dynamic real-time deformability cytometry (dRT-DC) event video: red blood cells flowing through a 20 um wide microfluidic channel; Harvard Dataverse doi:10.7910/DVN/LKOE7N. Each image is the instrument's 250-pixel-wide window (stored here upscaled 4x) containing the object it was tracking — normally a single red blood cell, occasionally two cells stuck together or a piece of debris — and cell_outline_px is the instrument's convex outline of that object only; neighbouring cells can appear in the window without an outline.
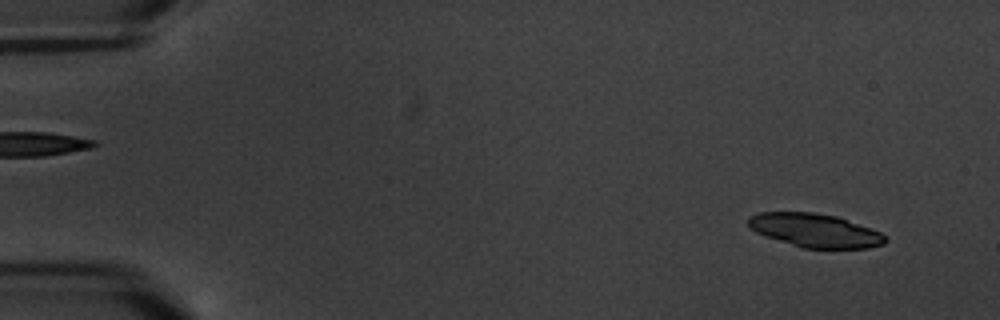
{"species": "common noctule bat (a hibernating species)", "species_latin": "Nyctalus noctula", "temperature_condition": "warm", "stored_images_in_passage": 6, "camera_frame_rate_fps": 3000, "um_per_image_px": 0.085, "animal": {"sex": "male", "body_mass_g": 20.1, "forearm_length_mm": 53.5}, "frame": {"image": 1, "passage_image": 1, "time_ms": 0.0, "image_size_px": [1000, 320], "cell_outline_px": [[888, 240], [884, 244], [868, 248], [804, 248], [764, 236], [756, 232], [748, 224], [748, 216], [760, 212], [812, 212], [836, 216], [880, 232]], "centroid_in_image_um": [69.25, 19.58], "position_along_channel_um": 15.7, "area_um2": 26.59}}